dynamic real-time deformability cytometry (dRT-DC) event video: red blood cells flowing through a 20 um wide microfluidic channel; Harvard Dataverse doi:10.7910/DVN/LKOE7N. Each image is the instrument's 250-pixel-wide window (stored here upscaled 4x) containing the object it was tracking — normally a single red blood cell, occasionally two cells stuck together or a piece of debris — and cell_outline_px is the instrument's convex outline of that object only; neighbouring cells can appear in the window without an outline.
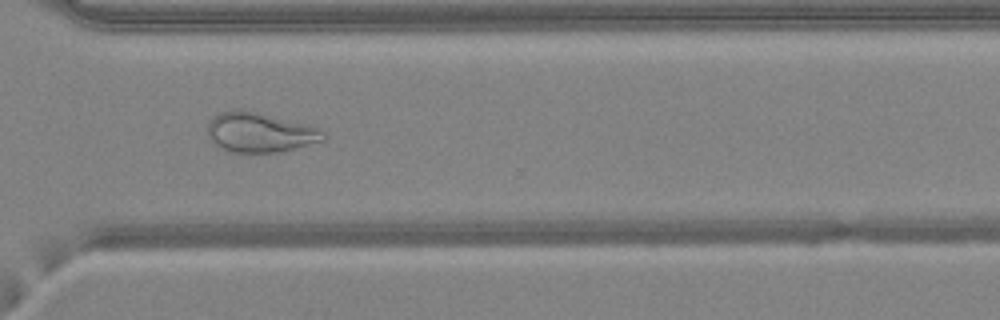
{"species": "common noctule bat (a hibernating species)", "species_latin": "Nyctalus noctula", "temperature_condition": "warm", "stored_images_in_passage": 47, "camera_frame_rate_fps": 3000, "um_per_image_px": 0.085, "animal": {"sex": "female", "body_mass_g": 24.6, "forearm_length_mm": 56.2}, "frame": {"image": 1, "passage_image": 34, "time_ms": 11.0, "image_size_px": [1000, 320], "cell_outline_px": [[328, 136], [324, 140], [276, 152], [236, 152], [212, 144], [208, 140], [208, 120], [212, 116], [220, 112], [256, 112], [312, 124], [320, 128]], "centroid_in_image_um": [22.12, 11.26], "position_along_channel_um": 348.5, "area_um2": 26.53}}
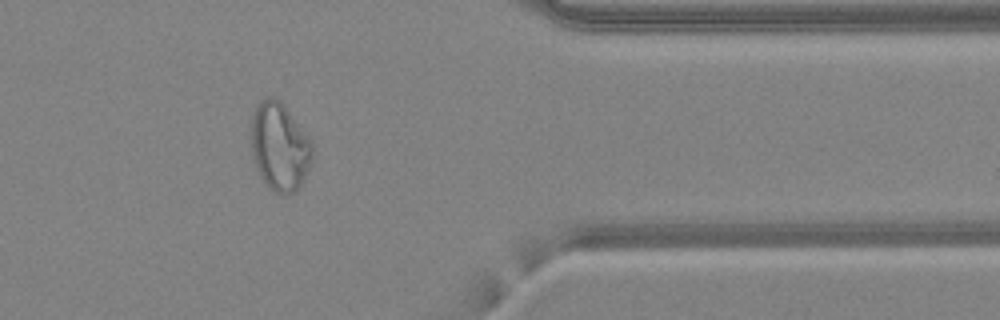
{"frame": {"image": 2, "passage_image": 38, "time_ms": 12.333, "image_size_px": [1000, 320], "cell_outline_px": [[312, 160], [304, 180], [292, 192], [284, 196], [272, 192], [260, 176], [256, 168], [252, 152], [252, 116], [256, 108], [268, 96], [276, 96], [284, 104], [312, 140]], "centroid_in_image_um": [23.79, 12.48], "position_along_channel_um": 387.6, "area_um2": 31.44}}
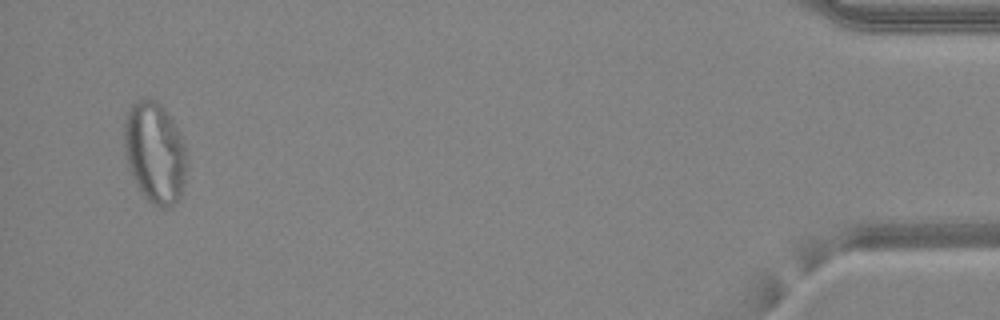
{"frame": {"image": 3, "passage_image": 45, "time_ms": 14.667, "image_size_px": [1000, 320], "cell_outline_px": [[188, 164], [180, 196], [168, 208], [160, 208], [148, 200], [140, 188], [128, 168], [124, 148], [124, 120], [128, 108], [136, 100], [156, 100], [164, 108], [172, 120], [184, 144]], "centroid_in_image_um": [13.15, 12.95], "position_along_channel_um": 422.0, "area_um2": 36.59}}